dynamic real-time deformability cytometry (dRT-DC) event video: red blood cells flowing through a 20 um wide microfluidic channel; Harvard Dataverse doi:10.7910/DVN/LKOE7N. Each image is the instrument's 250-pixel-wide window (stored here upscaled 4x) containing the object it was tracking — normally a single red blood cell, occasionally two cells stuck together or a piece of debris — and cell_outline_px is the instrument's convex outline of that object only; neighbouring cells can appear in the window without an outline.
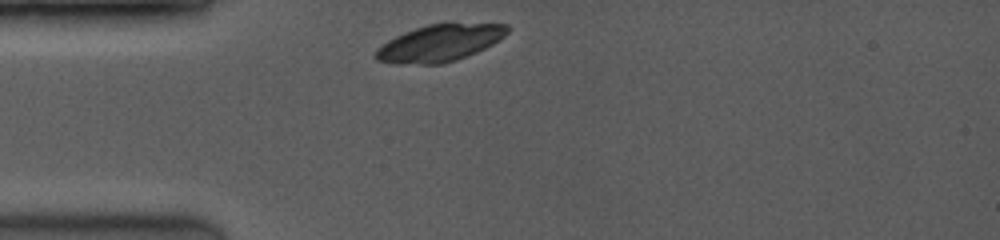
{"species": "common noctule bat (a hibernating species)", "species_latin": "Nyctalus noctula", "temperature_condition": "room temperature", "stored_images_in_passage": 2, "camera_frame_rate_fps": 3500, "um_per_image_px": 0.085, "animal": {"sex": "female", "body_mass_g": 19.0, "forearm_length_mm": 53.3}, "frame": {"image": 1, "passage_image": 1, "time_ms": 0.0, "image_size_px": [1000, 240], "cell_outline_px": [[512, 28], [504, 36], [492, 44], [476, 52], [456, 60], [440, 64], [396, 64], [376, 60], [372, 56], [388, 40], [404, 32], [428, 24], [448, 20], [452, 20], [508, 24]], "centroid_in_image_um": [37.45, 3.6], "position_along_channel_um": 47.5, "area_um2": 29.13}}